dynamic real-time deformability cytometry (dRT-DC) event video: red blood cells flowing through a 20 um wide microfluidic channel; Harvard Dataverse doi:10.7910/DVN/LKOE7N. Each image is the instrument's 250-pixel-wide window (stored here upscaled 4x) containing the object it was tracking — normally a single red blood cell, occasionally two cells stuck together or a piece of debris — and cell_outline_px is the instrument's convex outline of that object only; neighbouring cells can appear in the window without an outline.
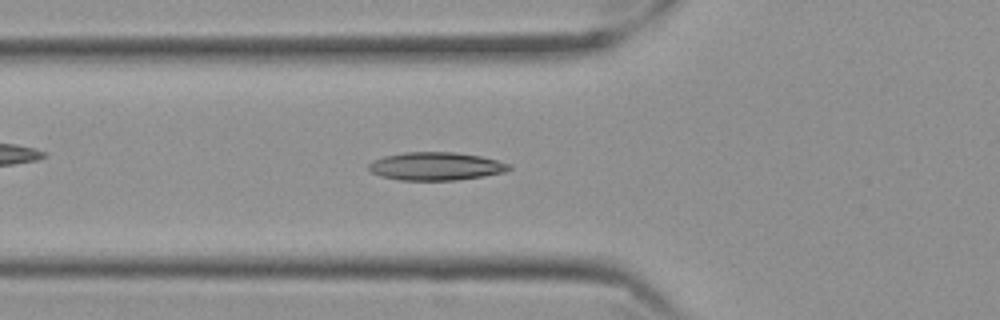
{"species": "Egyptian fruit bat (a non-hibernating species)", "species_latin": "Rousettus aegyptiacus", "temperature_condition": "cold", "stored_images_in_passage": 57, "camera_frame_rate_fps": 3000, "um_per_image_px": 0.085, "frame": {"image": 1, "passage_image": 20, "time_ms": 6.333, "image_size_px": [1000, 320], "cell_outline_px": [[512, 168], [504, 172], [484, 176], [456, 180], [400, 180], [380, 176], [372, 172], [368, 168], [368, 164], [384, 156], [404, 152], [456, 152], [480, 156], [496, 160], [508, 164]], "centroid_in_image_um": [37.04, 14.13], "position_along_channel_um": 88.8, "area_um2": 22.83}}
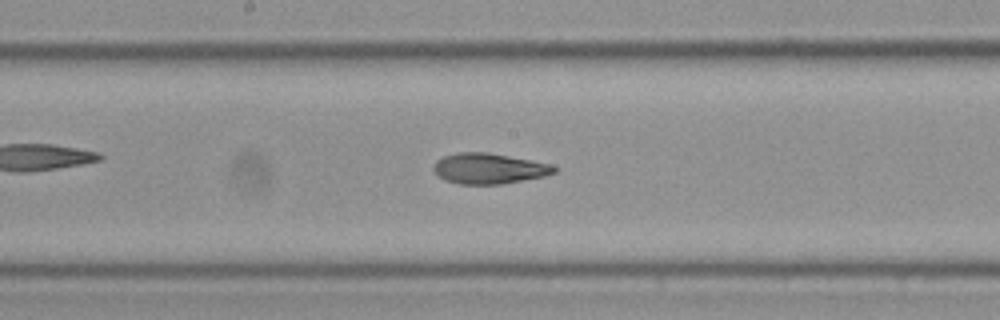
{"frame": {"image": 2, "passage_image": 30, "time_ms": 9.667, "image_size_px": [1000, 320], "cell_outline_px": [[556, 172], [544, 176], [500, 184], [460, 184], [444, 180], [432, 168], [436, 160], [444, 156], [456, 152], [488, 152], [548, 164], [556, 168]], "centroid_in_image_um": [41.5, 14.32], "position_along_channel_um": 206.7, "area_um2": 21.15}}
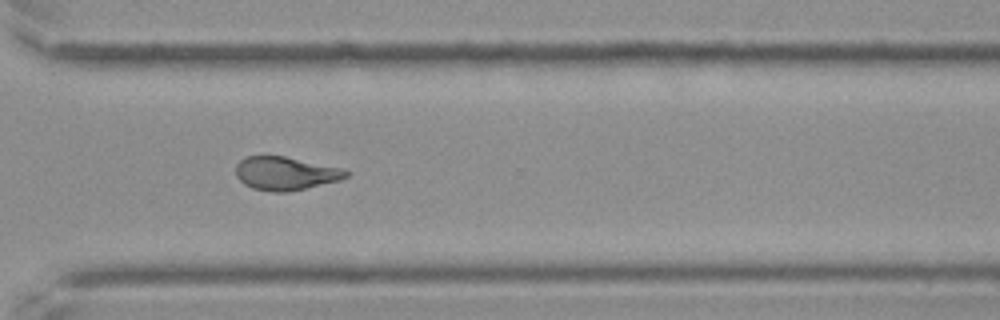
{"frame": {"image": 3, "passage_image": 42, "time_ms": 13.667, "image_size_px": [1000, 320], "cell_outline_px": [[348, 176], [340, 180], [288, 192], [272, 192], [252, 188], [244, 184], [236, 176], [236, 164], [240, 160], [248, 156], [284, 156], [344, 168], [348, 172]], "centroid_in_image_um": [24.27, 14.74], "position_along_channel_um": 346.3, "area_um2": 21.44}, "authors_computed_cell_mechanics": {"area_um2": 21.9062, "velocity_mm_per_s": 3.5, "shape_relaxation_time_tau1_ms": 10.7267, "shape_relaxation_time_tau2_ms": 3.4229, "deformation_change_tau1": 0.2325, "deformation_change_tau2": 0.1036}}